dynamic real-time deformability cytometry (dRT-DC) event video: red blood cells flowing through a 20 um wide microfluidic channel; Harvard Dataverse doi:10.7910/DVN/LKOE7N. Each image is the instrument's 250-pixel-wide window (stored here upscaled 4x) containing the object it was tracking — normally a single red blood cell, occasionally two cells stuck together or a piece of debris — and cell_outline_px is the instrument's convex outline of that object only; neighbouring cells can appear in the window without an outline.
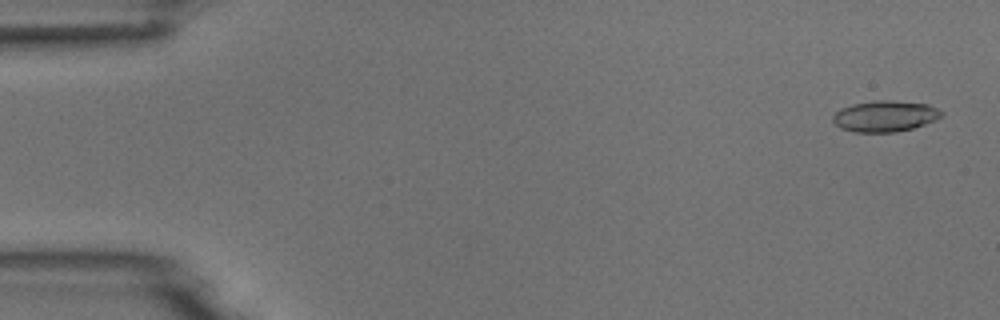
{"species": "common noctule bat (a hibernating species)", "species_latin": "Nyctalus noctula", "temperature_condition": "room temperature", "stored_images_in_passage": 6, "camera_frame_rate_fps": 3000, "um_per_image_px": 0.085, "animal": {"sex": "male", "body_mass_g": 18.8}, "frame": {"image": 1, "passage_image": 1, "time_ms": 0.0, "image_size_px": [1000, 320], "cell_outline_px": [[944, 116], [936, 120], [912, 128], [896, 132], [852, 132], [840, 128], [832, 120], [832, 116], [840, 108], [852, 104], [876, 100], [892, 100], [928, 104], [944, 112]], "centroid_in_image_um": [75.23, 9.87], "position_along_channel_um": 9.8, "area_um2": 19.83}}
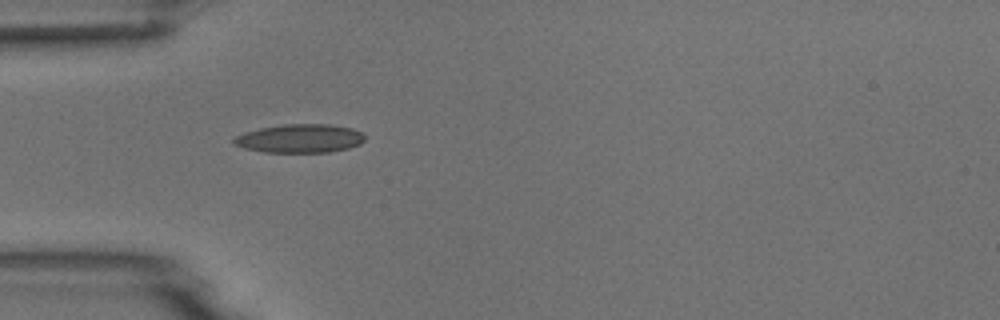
{"frame": {"image": 2, "passage_image": 5, "time_ms": 4.667, "image_size_px": [1000, 320], "cell_outline_px": [[364, 140], [360, 144], [348, 148], [328, 152], [264, 152], [244, 148], [232, 144], [232, 140], [236, 136], [244, 132], [260, 128], [284, 124], [328, 124], [352, 128], [360, 132], [364, 136]], "centroid_in_image_um": [25.46, 11.77], "position_along_channel_um": 59.5, "area_um2": 21.79}}